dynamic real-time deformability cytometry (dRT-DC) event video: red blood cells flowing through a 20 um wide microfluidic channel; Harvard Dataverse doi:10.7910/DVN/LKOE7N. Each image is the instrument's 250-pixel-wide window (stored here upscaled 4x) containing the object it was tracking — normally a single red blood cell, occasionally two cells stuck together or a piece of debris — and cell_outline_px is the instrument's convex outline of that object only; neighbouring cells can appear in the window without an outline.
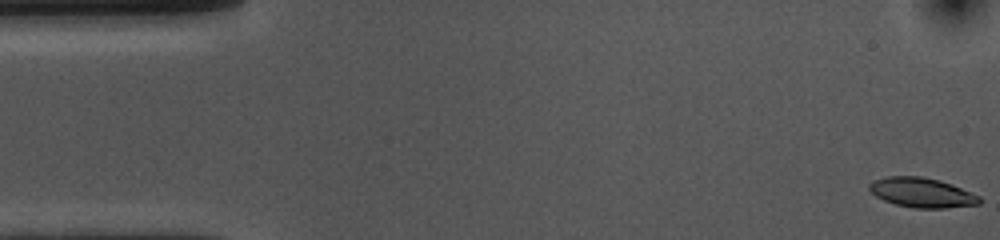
{"species": "common noctule bat (a hibernating species)", "species_latin": "Nyctalus noctula", "temperature_condition": "cold", "stored_images_in_passage": 53, "camera_frame_rate_fps": 3000, "um_per_image_px": 0.085, "animal": {"sex": "female", "body_mass_g": 10.0, "forearm_length_mm": 53.1}, "frame": {"image": 1, "passage_image": 1, "time_ms": 0.0, "image_size_px": [1000, 240], "cell_outline_px": [[984, 200], [980, 204], [948, 208], [912, 208], [896, 204], [884, 200], [876, 196], [868, 188], [868, 184], [872, 180], [888, 176], [924, 176], [940, 180], [952, 184], [980, 196]], "centroid_in_image_um": [78.38, 16.37], "position_along_channel_um": 6.6, "area_um2": 19.31}}
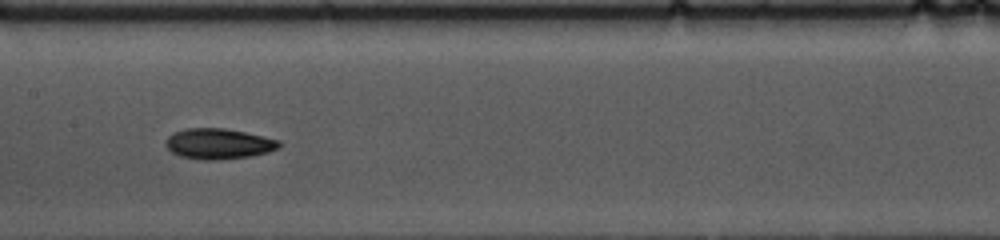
{"frame": {"image": 2, "passage_image": 25, "time_ms": 8.0, "image_size_px": [1000, 240], "cell_outline_px": [[280, 148], [268, 152], [252, 156], [220, 160], [200, 160], [180, 156], [172, 152], [164, 144], [164, 140], [168, 136], [176, 132], [188, 128], [224, 128], [244, 132], [280, 140]], "centroid_in_image_um": [18.58, 12.23], "position_along_channel_um": 188.8, "area_um2": 20.29}}
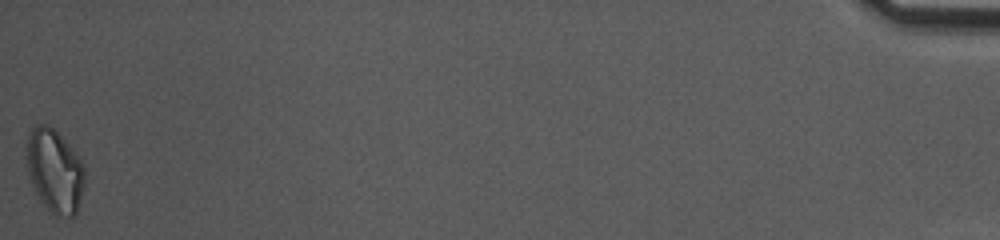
{"frame": {"image": 3, "passage_image": 53, "time_ms": 17.333, "image_size_px": [1000, 240], "cell_outline_px": [[84, 184], [76, 216], [52, 216], [48, 212], [40, 200], [32, 184], [28, 172], [24, 144], [32, 128], [36, 124], [48, 124], [68, 144], [80, 160], [84, 168]], "centroid_in_image_um": [4.61, 14.54], "position_along_channel_um": 430.6, "area_um2": 28.38}, "authors_computed_cell_mechanics": {"area_um2": 19.3052, "velocity_mm_per_s": 3.7136, "shape_relaxation_time_tau1_ms": 3.1693, "shape_relaxation_time_tau2_ms": 6.2294, "deformation_change_tau1": 0.1164, "deformation_change_tau2": 0.1183}}